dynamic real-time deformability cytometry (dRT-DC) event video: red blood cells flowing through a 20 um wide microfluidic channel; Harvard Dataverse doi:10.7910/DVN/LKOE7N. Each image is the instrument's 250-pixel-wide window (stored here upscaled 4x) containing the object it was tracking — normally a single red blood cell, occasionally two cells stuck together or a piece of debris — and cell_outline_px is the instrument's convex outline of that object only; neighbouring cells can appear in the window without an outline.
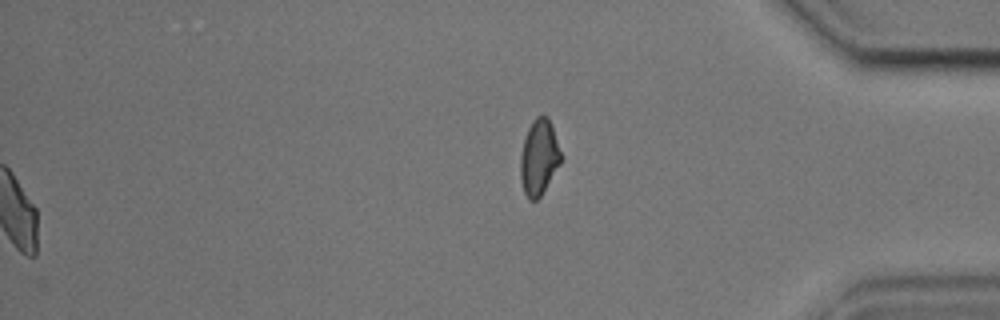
{"species": "common noctule bat (a hibernating species)", "species_latin": "Nyctalus noctula", "temperature_condition": "cold", "stored_images_in_passage": 54, "segment_of_instrument_passage": [2, 2], "camera_frame_rate_fps": 3000, "um_per_image_px": 0.085, "animal": {"sex": "male", "body_mass_g": 17.9, "forearm_length_mm": 54.2}, "frame": {"image": 1, "passage_image": 54, "time_ms": 17.667, "image_size_px": [1000, 320], "cell_outline_px": [[564, 156], [560, 164], [540, 196], [536, 200], [528, 200], [524, 192], [520, 180], [520, 156], [524, 140], [528, 128], [532, 120], [536, 116], [548, 116]], "centroid_in_image_um": [45.83, 13.36], "position_along_channel_um": 389.4, "area_um2": 18.03}}